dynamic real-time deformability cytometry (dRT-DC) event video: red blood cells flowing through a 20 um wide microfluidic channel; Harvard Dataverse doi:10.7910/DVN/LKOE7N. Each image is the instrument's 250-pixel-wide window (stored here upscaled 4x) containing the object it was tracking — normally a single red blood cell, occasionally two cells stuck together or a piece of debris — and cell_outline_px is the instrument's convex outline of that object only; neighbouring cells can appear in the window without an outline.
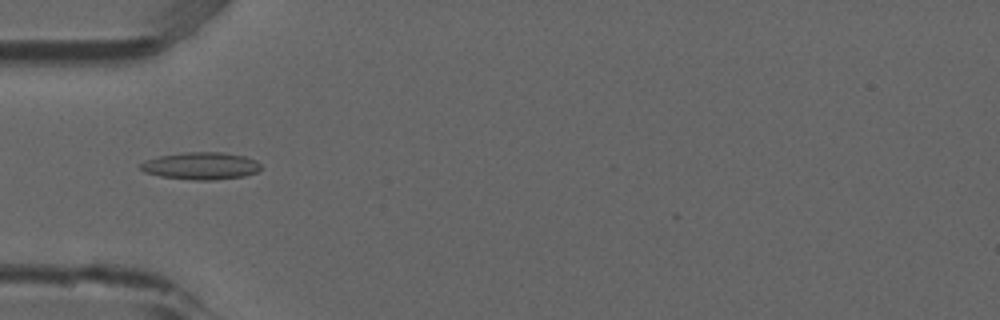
{"species": "common noctule bat (a hibernating species)", "species_latin": "Nyctalus noctula", "temperature_condition": "room temperature", "stored_images_in_passage": 7, "camera_frame_rate_fps": 3000, "um_per_image_px": 0.085, "animal": {"sex": "male", "forearm_length_mm": 52.5}, "frame": {"image": 1, "passage_image": 4, "time_ms": 1.0, "image_size_px": [1000, 320], "cell_outline_px": [[260, 168], [256, 172], [244, 176], [212, 180], [196, 180], [160, 176], [144, 172], [140, 168], [140, 164], [144, 160], [160, 156], [184, 152], [224, 152], [244, 156], [256, 160], [260, 164]], "centroid_in_image_um": [17.06, 14.09], "position_along_channel_um": 67.9, "area_um2": 19.07}}
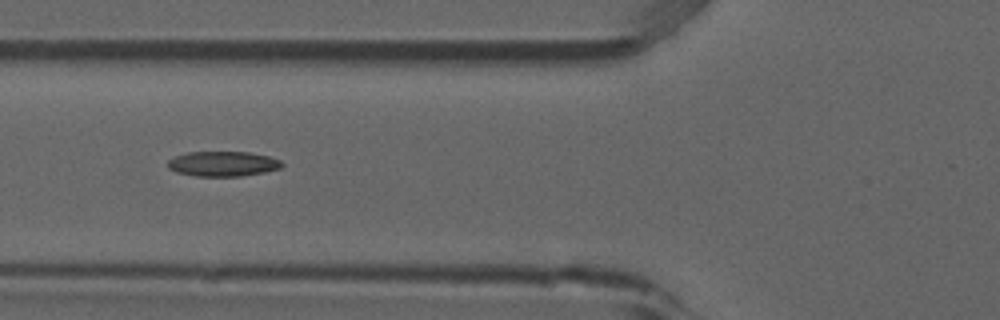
{"frame": {"image": 2, "passage_image": 5, "time_ms": 1.333, "image_size_px": [1000, 320], "cell_outline_px": [[284, 164], [280, 168], [264, 172], [240, 176], [196, 176], [176, 172], [168, 168], [168, 160], [176, 156], [188, 152], [248, 152], [268, 156], [280, 160]], "centroid_in_image_um": [18.94, 13.92], "position_along_channel_um": 106.9, "area_um2": 16.53}}
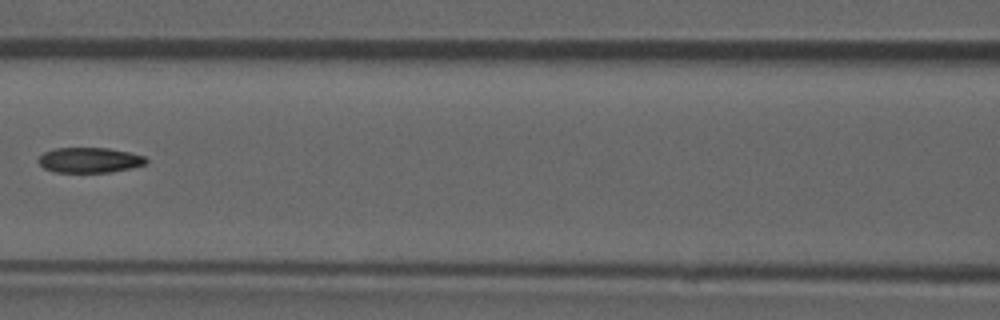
{"frame": {"image": 3, "passage_image": 6, "time_ms": 1.667, "image_size_px": [1000, 320], "cell_outline_px": [[148, 160], [144, 164], [132, 168], [108, 172], [56, 172], [44, 168], [40, 164], [40, 156], [44, 152], [56, 148], [108, 148], [128, 152], [144, 156]], "centroid_in_image_um": [7.62, 13.61], "position_along_channel_um": 159.0, "area_um2": 15.61}}